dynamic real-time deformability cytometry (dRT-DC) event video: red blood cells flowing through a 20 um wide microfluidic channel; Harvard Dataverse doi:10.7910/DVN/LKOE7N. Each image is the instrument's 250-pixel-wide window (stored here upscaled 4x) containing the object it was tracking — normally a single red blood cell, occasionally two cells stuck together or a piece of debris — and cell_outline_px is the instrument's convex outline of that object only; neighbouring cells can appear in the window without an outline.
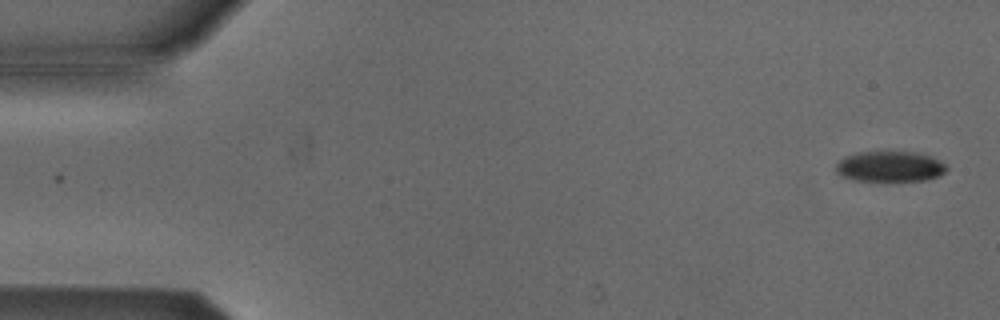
{"species": "Egyptian fruit bat (a non-hibernating species)", "species_latin": "Rousettus aegyptiacus", "temperature_condition": "cold", "stored_images_in_passage": 2, "camera_frame_rate_fps": 3000, "um_per_image_px": 0.085, "animal": {"sex": "male"}, "frame": {"image": 1, "passage_image": 2, "time_ms": 1.0, "image_size_px": [1000, 320], "cell_outline_px": [[948, 168], [944, 172], [936, 176], [924, 180], [856, 180], [844, 176], [836, 172], [836, 164], [844, 156], [856, 152], [920, 152], [940, 160]], "centroid_in_image_um": [75.64, 14.13], "position_along_channel_um": 9.4, "area_um2": 19.42}}